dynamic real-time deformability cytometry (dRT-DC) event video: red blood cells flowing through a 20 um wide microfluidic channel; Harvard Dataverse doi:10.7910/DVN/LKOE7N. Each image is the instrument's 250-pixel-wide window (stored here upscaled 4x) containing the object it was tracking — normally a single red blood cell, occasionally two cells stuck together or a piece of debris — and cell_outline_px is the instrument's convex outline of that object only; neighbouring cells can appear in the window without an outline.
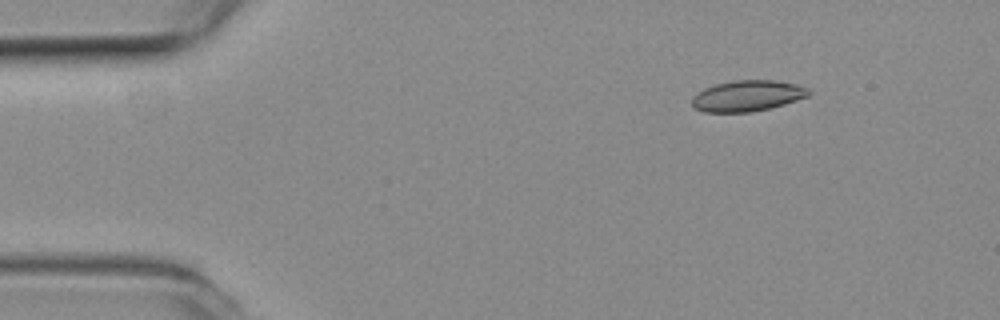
{"species": "common noctule bat (a hibernating species)", "species_latin": "Nyctalus noctula", "temperature_condition": "room temperature", "stored_images_in_passage": 11, "camera_frame_rate_fps": 3000, "um_per_image_px": 0.085, "animal": {"sex": "female", "body_mass_g": 19.3, "forearm_length_mm": 54.1}, "frame": {"image": 1, "passage_image": 2, "time_ms": 0.333, "image_size_px": [1000, 320], "cell_outline_px": [[812, 92], [808, 96], [784, 104], [752, 112], [704, 112], [696, 108], [692, 104], [692, 96], [704, 88], [716, 84], [732, 80], [776, 80], [796, 84], [808, 88]], "centroid_in_image_um": [63.53, 8.14], "position_along_channel_um": 21.5, "area_um2": 21.04}}
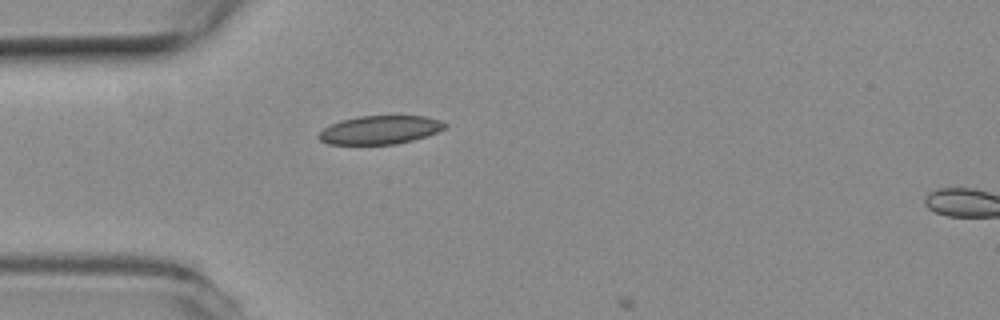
{"frame": {"image": 2, "passage_image": 10, "time_ms": 3.0, "image_size_px": [1000, 320], "cell_outline_px": [[448, 128], [412, 140], [396, 144], [328, 144], [320, 140], [316, 136], [324, 128], [340, 120], [360, 116], [424, 116], [440, 120], [448, 124]], "centroid_in_image_um": [32.31, 11.04], "position_along_channel_um": 52.7, "area_um2": 20.87}}